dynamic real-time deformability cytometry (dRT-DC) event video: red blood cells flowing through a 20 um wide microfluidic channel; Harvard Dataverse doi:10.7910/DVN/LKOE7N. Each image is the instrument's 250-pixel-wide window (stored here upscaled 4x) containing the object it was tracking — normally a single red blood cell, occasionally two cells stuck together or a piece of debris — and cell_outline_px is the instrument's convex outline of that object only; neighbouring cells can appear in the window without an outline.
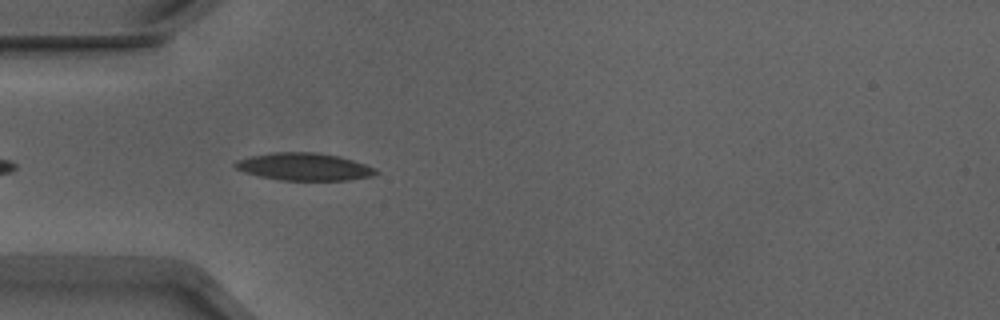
{"species": "Egyptian fruit bat (a non-hibernating species)", "species_latin": "Rousettus aegyptiacus", "temperature_condition": "warm", "stored_images_in_passage": 38, "camera_frame_rate_fps": 3000, "um_per_image_px": 0.085, "animal": {"sex": "male"}, "frame": {"image": 1, "passage_image": 3, "time_ms": 0.667, "image_size_px": [1000, 320], "cell_outline_px": [[380, 172], [372, 176], [348, 180], [280, 180], [260, 176], [244, 172], [236, 168], [232, 164], [236, 160], [252, 156], [272, 152], [316, 152], [340, 156], [376, 168]], "centroid_in_image_um": [25.86, 14.17], "position_along_channel_um": 59.1, "area_um2": 22.54}}
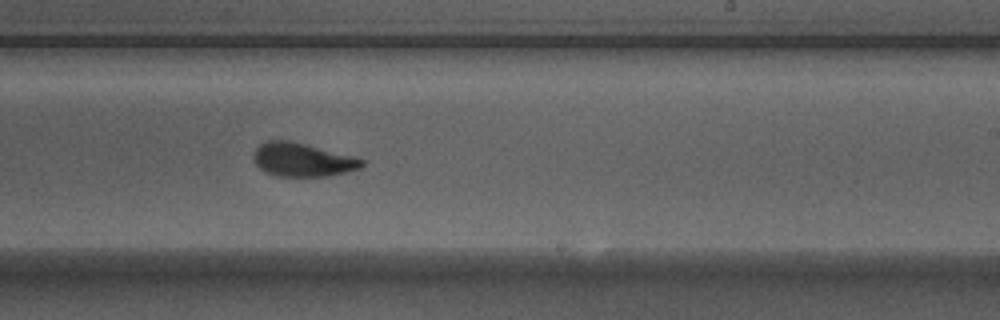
{"frame": {"image": 2, "passage_image": 19, "time_ms": 6.0, "image_size_px": [1000, 320], "cell_outline_px": [[364, 164], [360, 168], [328, 176], [276, 176], [264, 172], [252, 160], [252, 156], [256, 148], [260, 144], [268, 140], [288, 140], [356, 156], [364, 160]], "centroid_in_image_um": [25.69, 13.57], "position_along_channel_um": 263.3, "area_um2": 21.27}}
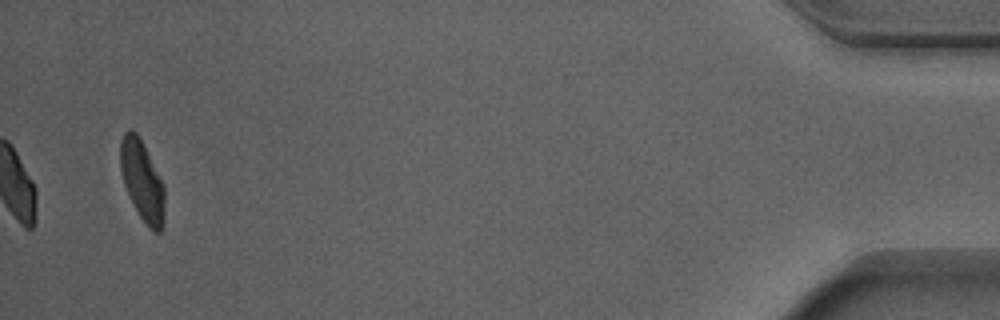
{"frame": {"image": 3, "passage_image": 38, "time_ms": 12.333, "image_size_px": [1000, 320], "cell_outline_px": [[164, 216], [160, 232], [152, 232], [148, 228], [140, 216], [124, 184], [120, 168], [120, 140], [124, 132], [128, 128], [132, 128], [136, 132], [164, 184]], "centroid_in_image_um": [12.08, 15.35], "position_along_channel_um": 423.1, "area_um2": 20.46}, "authors_computed_cell_mechanics": {"area_um2": 21.6461, "velocity_mm_per_s": 3.8823, "shape_relaxation_time_tau1_ms": 2.5702, "shape_relaxation_time_tau2_ms": 1.4766, "deformation_change_tau1": 0.1478, "deformation_change_tau2": 0.0771}}